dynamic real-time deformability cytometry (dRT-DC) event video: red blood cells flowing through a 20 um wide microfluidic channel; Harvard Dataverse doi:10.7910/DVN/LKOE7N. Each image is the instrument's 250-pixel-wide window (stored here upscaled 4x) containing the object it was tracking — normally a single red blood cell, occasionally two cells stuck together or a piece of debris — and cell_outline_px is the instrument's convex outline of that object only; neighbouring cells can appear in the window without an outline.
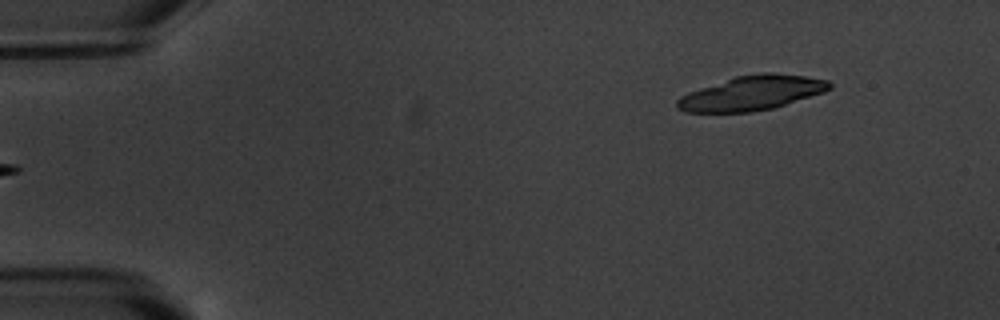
{"species": "common noctule bat (a hibernating species)", "species_latin": "Nyctalus noctula", "temperature_condition": "warm", "stored_images_in_passage": 6, "segment_of_instrument_passage": [2, 2], "camera_frame_rate_fps": 3000, "um_per_image_px": 0.085, "animal": {"sex": "male", "body_mass_g": 20.1, "forearm_length_mm": 53.5}, "frame": {"image": 1, "passage_image": 6, "time_ms": 6.0, "image_size_px": [1000, 320], "cell_outline_px": [[832, 88], [824, 92], [772, 108], [752, 112], [684, 112], [676, 108], [676, 100], [680, 96], [688, 92], [736, 76], [760, 72], [772, 72], [804, 76], [828, 80], [832, 84]], "centroid_in_image_um": [63.89, 7.9], "position_along_channel_um": 21.1, "area_um2": 30.58}}